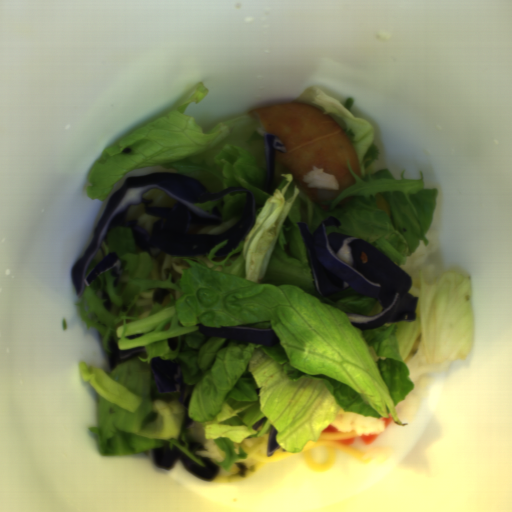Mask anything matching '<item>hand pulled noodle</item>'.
<instances>
[{
    "instance_id": "1",
    "label": "hand pulled noodle",
    "mask_w": 512,
    "mask_h": 512,
    "mask_svg": "<svg viewBox=\"0 0 512 512\" xmlns=\"http://www.w3.org/2000/svg\"><path fill=\"white\" fill-rule=\"evenodd\" d=\"M269 434L260 437L244 439L240 449L246 458L240 460L245 466L258 468L262 462L276 460L281 456H297L306 469L317 472H329L335 463L336 452L344 451L356 459L369 461L368 455L362 450L347 446L336 441L357 436L352 430L338 432H321L316 441H308L299 452H286L283 448L268 456L267 448Z\"/></svg>"
}]
</instances>
